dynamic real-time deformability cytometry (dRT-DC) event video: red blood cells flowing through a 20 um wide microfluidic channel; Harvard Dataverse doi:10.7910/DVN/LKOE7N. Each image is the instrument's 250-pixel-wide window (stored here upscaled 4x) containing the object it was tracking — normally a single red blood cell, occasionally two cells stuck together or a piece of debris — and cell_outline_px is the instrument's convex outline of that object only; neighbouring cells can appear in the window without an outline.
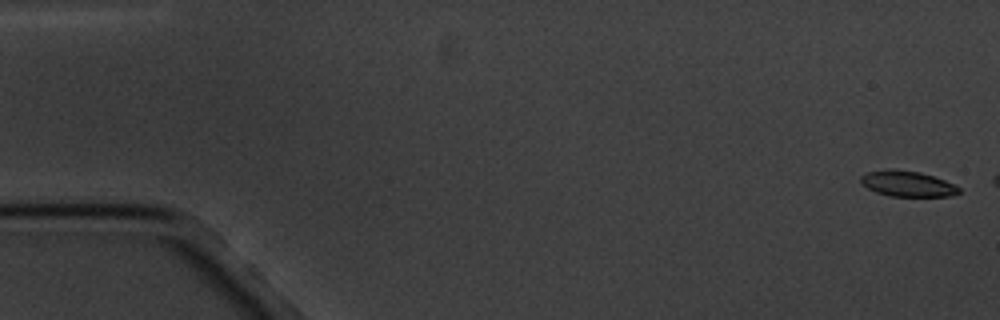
{"species": "common noctule bat (a hibernating species)", "species_latin": "Nyctalus noctula", "temperature_condition": "cold", "stored_images_in_passage": 3, "camera_frame_rate_fps": 3000, "um_per_image_px": 0.085, "animal": {"sex": "male", "body_mass_g": 20.1, "forearm_length_mm": 53.5}, "frame": {"image": 1, "passage_image": 1, "time_ms": 0.0, "image_size_px": [1000, 320], "cell_outline_px": [[960, 192], [952, 196], [888, 196], [876, 192], [868, 188], [860, 180], [860, 176], [868, 172], [920, 172], [944, 180], [960, 188]], "centroid_in_image_um": [77.19, 15.67], "position_along_channel_um": 7.8, "area_um2": 13.81}}